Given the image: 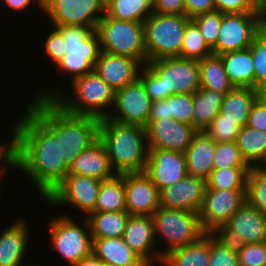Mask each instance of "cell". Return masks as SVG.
<instances>
[{"label": "cell", "mask_w": 266, "mask_h": 266, "mask_svg": "<svg viewBox=\"0 0 266 266\" xmlns=\"http://www.w3.org/2000/svg\"><path fill=\"white\" fill-rule=\"evenodd\" d=\"M14 120L13 170L24 173L45 201L68 175L69 167L61 160L60 141L26 108ZM17 169V170H16Z\"/></svg>", "instance_id": "cell-1"}, {"label": "cell", "mask_w": 266, "mask_h": 266, "mask_svg": "<svg viewBox=\"0 0 266 266\" xmlns=\"http://www.w3.org/2000/svg\"><path fill=\"white\" fill-rule=\"evenodd\" d=\"M29 102L25 108L59 139L61 160L69 168L80 153L99 139L101 119L68 113L53 99L32 98Z\"/></svg>", "instance_id": "cell-2"}, {"label": "cell", "mask_w": 266, "mask_h": 266, "mask_svg": "<svg viewBox=\"0 0 266 266\" xmlns=\"http://www.w3.org/2000/svg\"><path fill=\"white\" fill-rule=\"evenodd\" d=\"M68 84L72 89L71 92L69 89L65 92L66 89L61 88V85L50 89L42 87L34 94V98L53 99L68 113L94 116L99 119L108 117L114 105L115 91L95 70L73 79Z\"/></svg>", "instance_id": "cell-3"}, {"label": "cell", "mask_w": 266, "mask_h": 266, "mask_svg": "<svg viewBox=\"0 0 266 266\" xmlns=\"http://www.w3.org/2000/svg\"><path fill=\"white\" fill-rule=\"evenodd\" d=\"M99 140L104 144L116 174L145 171L148 156L146 127L102 118Z\"/></svg>", "instance_id": "cell-4"}, {"label": "cell", "mask_w": 266, "mask_h": 266, "mask_svg": "<svg viewBox=\"0 0 266 266\" xmlns=\"http://www.w3.org/2000/svg\"><path fill=\"white\" fill-rule=\"evenodd\" d=\"M63 37L65 56L56 65L57 70L64 72L67 81L94 71L101 53L99 37L95 30L88 26H57Z\"/></svg>", "instance_id": "cell-5"}, {"label": "cell", "mask_w": 266, "mask_h": 266, "mask_svg": "<svg viewBox=\"0 0 266 266\" xmlns=\"http://www.w3.org/2000/svg\"><path fill=\"white\" fill-rule=\"evenodd\" d=\"M54 217V218H53ZM83 219V220H82ZM81 223L71 216H52L49 219V244L69 266L92 254L93 238L88 219L83 217Z\"/></svg>", "instance_id": "cell-6"}, {"label": "cell", "mask_w": 266, "mask_h": 266, "mask_svg": "<svg viewBox=\"0 0 266 266\" xmlns=\"http://www.w3.org/2000/svg\"><path fill=\"white\" fill-rule=\"evenodd\" d=\"M191 21L186 15H164L152 12L143 22L147 62L180 57L185 28Z\"/></svg>", "instance_id": "cell-7"}, {"label": "cell", "mask_w": 266, "mask_h": 266, "mask_svg": "<svg viewBox=\"0 0 266 266\" xmlns=\"http://www.w3.org/2000/svg\"><path fill=\"white\" fill-rule=\"evenodd\" d=\"M152 218L156 243L157 246L161 245V256L176 247L194 243L206 234L201 226L199 213L159 207Z\"/></svg>", "instance_id": "cell-8"}, {"label": "cell", "mask_w": 266, "mask_h": 266, "mask_svg": "<svg viewBox=\"0 0 266 266\" xmlns=\"http://www.w3.org/2000/svg\"><path fill=\"white\" fill-rule=\"evenodd\" d=\"M95 31L99 37L101 51L128 56L142 65L147 64L143 23L118 20L104 14Z\"/></svg>", "instance_id": "cell-9"}, {"label": "cell", "mask_w": 266, "mask_h": 266, "mask_svg": "<svg viewBox=\"0 0 266 266\" xmlns=\"http://www.w3.org/2000/svg\"><path fill=\"white\" fill-rule=\"evenodd\" d=\"M265 25V12L223 13L217 43L212 48L213 54L249 48Z\"/></svg>", "instance_id": "cell-10"}, {"label": "cell", "mask_w": 266, "mask_h": 266, "mask_svg": "<svg viewBox=\"0 0 266 266\" xmlns=\"http://www.w3.org/2000/svg\"><path fill=\"white\" fill-rule=\"evenodd\" d=\"M42 12L51 26H88L95 30L105 14L103 0H43Z\"/></svg>", "instance_id": "cell-11"}, {"label": "cell", "mask_w": 266, "mask_h": 266, "mask_svg": "<svg viewBox=\"0 0 266 266\" xmlns=\"http://www.w3.org/2000/svg\"><path fill=\"white\" fill-rule=\"evenodd\" d=\"M162 79L165 99L173 94L194 93L200 88L199 60L170 57L147 62Z\"/></svg>", "instance_id": "cell-12"}, {"label": "cell", "mask_w": 266, "mask_h": 266, "mask_svg": "<svg viewBox=\"0 0 266 266\" xmlns=\"http://www.w3.org/2000/svg\"><path fill=\"white\" fill-rule=\"evenodd\" d=\"M102 180L83 175L68 174L64 181L45 200L51 208L73 206L87 217L95 210L98 192ZM59 207V208H58Z\"/></svg>", "instance_id": "cell-13"}, {"label": "cell", "mask_w": 266, "mask_h": 266, "mask_svg": "<svg viewBox=\"0 0 266 266\" xmlns=\"http://www.w3.org/2000/svg\"><path fill=\"white\" fill-rule=\"evenodd\" d=\"M151 103L142 82L137 79L115 91L114 105L107 118L122 124L146 126Z\"/></svg>", "instance_id": "cell-14"}, {"label": "cell", "mask_w": 266, "mask_h": 266, "mask_svg": "<svg viewBox=\"0 0 266 266\" xmlns=\"http://www.w3.org/2000/svg\"><path fill=\"white\" fill-rule=\"evenodd\" d=\"M246 203V190L206 189L199 212L206 233L224 225Z\"/></svg>", "instance_id": "cell-15"}, {"label": "cell", "mask_w": 266, "mask_h": 266, "mask_svg": "<svg viewBox=\"0 0 266 266\" xmlns=\"http://www.w3.org/2000/svg\"><path fill=\"white\" fill-rule=\"evenodd\" d=\"M145 127L148 149L177 152H185L198 132L193 125L178 122L173 118L148 122Z\"/></svg>", "instance_id": "cell-16"}, {"label": "cell", "mask_w": 266, "mask_h": 266, "mask_svg": "<svg viewBox=\"0 0 266 266\" xmlns=\"http://www.w3.org/2000/svg\"><path fill=\"white\" fill-rule=\"evenodd\" d=\"M144 172L160 192L188 175L185 153L165 149H148Z\"/></svg>", "instance_id": "cell-17"}, {"label": "cell", "mask_w": 266, "mask_h": 266, "mask_svg": "<svg viewBox=\"0 0 266 266\" xmlns=\"http://www.w3.org/2000/svg\"><path fill=\"white\" fill-rule=\"evenodd\" d=\"M122 238L148 266L161 264L162 256L159 246H156L152 216L130 215Z\"/></svg>", "instance_id": "cell-18"}, {"label": "cell", "mask_w": 266, "mask_h": 266, "mask_svg": "<svg viewBox=\"0 0 266 266\" xmlns=\"http://www.w3.org/2000/svg\"><path fill=\"white\" fill-rule=\"evenodd\" d=\"M126 211L130 215H149L160 207V192L144 172L124 173Z\"/></svg>", "instance_id": "cell-19"}, {"label": "cell", "mask_w": 266, "mask_h": 266, "mask_svg": "<svg viewBox=\"0 0 266 266\" xmlns=\"http://www.w3.org/2000/svg\"><path fill=\"white\" fill-rule=\"evenodd\" d=\"M206 187L205 179L187 175L160 191V207L199 213Z\"/></svg>", "instance_id": "cell-20"}, {"label": "cell", "mask_w": 266, "mask_h": 266, "mask_svg": "<svg viewBox=\"0 0 266 266\" xmlns=\"http://www.w3.org/2000/svg\"><path fill=\"white\" fill-rule=\"evenodd\" d=\"M18 217L0 231V266H39L23 261L27 258L32 231L29 230L28 217Z\"/></svg>", "instance_id": "cell-21"}, {"label": "cell", "mask_w": 266, "mask_h": 266, "mask_svg": "<svg viewBox=\"0 0 266 266\" xmlns=\"http://www.w3.org/2000/svg\"><path fill=\"white\" fill-rule=\"evenodd\" d=\"M143 65L128 56L101 51L94 70L114 91L136 81Z\"/></svg>", "instance_id": "cell-22"}, {"label": "cell", "mask_w": 266, "mask_h": 266, "mask_svg": "<svg viewBox=\"0 0 266 266\" xmlns=\"http://www.w3.org/2000/svg\"><path fill=\"white\" fill-rule=\"evenodd\" d=\"M226 225L235 231L239 242L251 244L266 241V214L247 202L228 220Z\"/></svg>", "instance_id": "cell-23"}, {"label": "cell", "mask_w": 266, "mask_h": 266, "mask_svg": "<svg viewBox=\"0 0 266 266\" xmlns=\"http://www.w3.org/2000/svg\"><path fill=\"white\" fill-rule=\"evenodd\" d=\"M68 174L83 175L98 180L109 179L116 175L106 147L99 139L78 155L70 166Z\"/></svg>", "instance_id": "cell-24"}, {"label": "cell", "mask_w": 266, "mask_h": 266, "mask_svg": "<svg viewBox=\"0 0 266 266\" xmlns=\"http://www.w3.org/2000/svg\"><path fill=\"white\" fill-rule=\"evenodd\" d=\"M216 142L204 131H198L186 148V165L189 176L207 180L214 169Z\"/></svg>", "instance_id": "cell-25"}, {"label": "cell", "mask_w": 266, "mask_h": 266, "mask_svg": "<svg viewBox=\"0 0 266 266\" xmlns=\"http://www.w3.org/2000/svg\"><path fill=\"white\" fill-rule=\"evenodd\" d=\"M92 253L105 264L117 266H148L122 237L93 238Z\"/></svg>", "instance_id": "cell-26"}, {"label": "cell", "mask_w": 266, "mask_h": 266, "mask_svg": "<svg viewBox=\"0 0 266 266\" xmlns=\"http://www.w3.org/2000/svg\"><path fill=\"white\" fill-rule=\"evenodd\" d=\"M210 234L185 246L176 247L162 256L160 266H209Z\"/></svg>", "instance_id": "cell-27"}, {"label": "cell", "mask_w": 266, "mask_h": 266, "mask_svg": "<svg viewBox=\"0 0 266 266\" xmlns=\"http://www.w3.org/2000/svg\"><path fill=\"white\" fill-rule=\"evenodd\" d=\"M259 97L256 88L233 87L225 94L219 113L243 127L247 124L252 106Z\"/></svg>", "instance_id": "cell-28"}, {"label": "cell", "mask_w": 266, "mask_h": 266, "mask_svg": "<svg viewBox=\"0 0 266 266\" xmlns=\"http://www.w3.org/2000/svg\"><path fill=\"white\" fill-rule=\"evenodd\" d=\"M234 87L255 88V70L249 48L219 55Z\"/></svg>", "instance_id": "cell-29"}, {"label": "cell", "mask_w": 266, "mask_h": 266, "mask_svg": "<svg viewBox=\"0 0 266 266\" xmlns=\"http://www.w3.org/2000/svg\"><path fill=\"white\" fill-rule=\"evenodd\" d=\"M225 94L215 90L199 88L193 93L194 111L192 125L198 130L205 128L219 114Z\"/></svg>", "instance_id": "cell-30"}, {"label": "cell", "mask_w": 266, "mask_h": 266, "mask_svg": "<svg viewBox=\"0 0 266 266\" xmlns=\"http://www.w3.org/2000/svg\"><path fill=\"white\" fill-rule=\"evenodd\" d=\"M235 143L251 167L266 166V131L245 125L240 128Z\"/></svg>", "instance_id": "cell-31"}, {"label": "cell", "mask_w": 266, "mask_h": 266, "mask_svg": "<svg viewBox=\"0 0 266 266\" xmlns=\"http://www.w3.org/2000/svg\"><path fill=\"white\" fill-rule=\"evenodd\" d=\"M118 211H126L124 174H116L101 181L95 210L92 213Z\"/></svg>", "instance_id": "cell-32"}, {"label": "cell", "mask_w": 266, "mask_h": 266, "mask_svg": "<svg viewBox=\"0 0 266 266\" xmlns=\"http://www.w3.org/2000/svg\"><path fill=\"white\" fill-rule=\"evenodd\" d=\"M130 214L127 211L90 213L88 219L92 238L122 237Z\"/></svg>", "instance_id": "cell-33"}, {"label": "cell", "mask_w": 266, "mask_h": 266, "mask_svg": "<svg viewBox=\"0 0 266 266\" xmlns=\"http://www.w3.org/2000/svg\"><path fill=\"white\" fill-rule=\"evenodd\" d=\"M199 69L200 88L226 94L234 87L227 77L223 61L219 55L212 54L199 60Z\"/></svg>", "instance_id": "cell-34"}, {"label": "cell", "mask_w": 266, "mask_h": 266, "mask_svg": "<svg viewBox=\"0 0 266 266\" xmlns=\"http://www.w3.org/2000/svg\"><path fill=\"white\" fill-rule=\"evenodd\" d=\"M153 0H109L105 3L108 17L143 23L152 14Z\"/></svg>", "instance_id": "cell-35"}, {"label": "cell", "mask_w": 266, "mask_h": 266, "mask_svg": "<svg viewBox=\"0 0 266 266\" xmlns=\"http://www.w3.org/2000/svg\"><path fill=\"white\" fill-rule=\"evenodd\" d=\"M251 168H214L206 180V189L246 190L247 173Z\"/></svg>", "instance_id": "cell-36"}, {"label": "cell", "mask_w": 266, "mask_h": 266, "mask_svg": "<svg viewBox=\"0 0 266 266\" xmlns=\"http://www.w3.org/2000/svg\"><path fill=\"white\" fill-rule=\"evenodd\" d=\"M246 202L266 214V166L251 167L247 173Z\"/></svg>", "instance_id": "cell-37"}, {"label": "cell", "mask_w": 266, "mask_h": 266, "mask_svg": "<svg viewBox=\"0 0 266 266\" xmlns=\"http://www.w3.org/2000/svg\"><path fill=\"white\" fill-rule=\"evenodd\" d=\"M212 54V49L204 41L197 25L191 20L185 28L180 57L201 60Z\"/></svg>", "instance_id": "cell-38"}, {"label": "cell", "mask_w": 266, "mask_h": 266, "mask_svg": "<svg viewBox=\"0 0 266 266\" xmlns=\"http://www.w3.org/2000/svg\"><path fill=\"white\" fill-rule=\"evenodd\" d=\"M214 168H251L235 142H216Z\"/></svg>", "instance_id": "cell-39"}, {"label": "cell", "mask_w": 266, "mask_h": 266, "mask_svg": "<svg viewBox=\"0 0 266 266\" xmlns=\"http://www.w3.org/2000/svg\"><path fill=\"white\" fill-rule=\"evenodd\" d=\"M222 16V12L215 10L212 12L202 13L191 18V20L197 25L204 41L211 49L217 43L222 24Z\"/></svg>", "instance_id": "cell-40"}, {"label": "cell", "mask_w": 266, "mask_h": 266, "mask_svg": "<svg viewBox=\"0 0 266 266\" xmlns=\"http://www.w3.org/2000/svg\"><path fill=\"white\" fill-rule=\"evenodd\" d=\"M167 110L170 118L192 125L194 111L193 93L170 95L167 97Z\"/></svg>", "instance_id": "cell-41"}, {"label": "cell", "mask_w": 266, "mask_h": 266, "mask_svg": "<svg viewBox=\"0 0 266 266\" xmlns=\"http://www.w3.org/2000/svg\"><path fill=\"white\" fill-rule=\"evenodd\" d=\"M240 128L236 121L225 118L219 113L204 131L215 142H235Z\"/></svg>", "instance_id": "cell-42"}, {"label": "cell", "mask_w": 266, "mask_h": 266, "mask_svg": "<svg viewBox=\"0 0 266 266\" xmlns=\"http://www.w3.org/2000/svg\"><path fill=\"white\" fill-rule=\"evenodd\" d=\"M249 49L255 70V88L266 78V25L255 36Z\"/></svg>", "instance_id": "cell-43"}, {"label": "cell", "mask_w": 266, "mask_h": 266, "mask_svg": "<svg viewBox=\"0 0 266 266\" xmlns=\"http://www.w3.org/2000/svg\"><path fill=\"white\" fill-rule=\"evenodd\" d=\"M138 79L142 82L146 93L152 101L165 99L162 79L147 64L143 65Z\"/></svg>", "instance_id": "cell-44"}, {"label": "cell", "mask_w": 266, "mask_h": 266, "mask_svg": "<svg viewBox=\"0 0 266 266\" xmlns=\"http://www.w3.org/2000/svg\"><path fill=\"white\" fill-rule=\"evenodd\" d=\"M239 266H266V241L246 244L238 254Z\"/></svg>", "instance_id": "cell-45"}, {"label": "cell", "mask_w": 266, "mask_h": 266, "mask_svg": "<svg viewBox=\"0 0 266 266\" xmlns=\"http://www.w3.org/2000/svg\"><path fill=\"white\" fill-rule=\"evenodd\" d=\"M51 29L41 48L43 49V54L53 62L51 65L56 66L65 56V52H63V37L55 27L51 26Z\"/></svg>", "instance_id": "cell-46"}, {"label": "cell", "mask_w": 266, "mask_h": 266, "mask_svg": "<svg viewBox=\"0 0 266 266\" xmlns=\"http://www.w3.org/2000/svg\"><path fill=\"white\" fill-rule=\"evenodd\" d=\"M209 266H239L238 254L222 246L210 235Z\"/></svg>", "instance_id": "cell-47"}, {"label": "cell", "mask_w": 266, "mask_h": 266, "mask_svg": "<svg viewBox=\"0 0 266 266\" xmlns=\"http://www.w3.org/2000/svg\"><path fill=\"white\" fill-rule=\"evenodd\" d=\"M209 234L222 246L236 254H239L246 245L245 242L238 241L235 231L226 224L215 227Z\"/></svg>", "instance_id": "cell-48"}, {"label": "cell", "mask_w": 266, "mask_h": 266, "mask_svg": "<svg viewBox=\"0 0 266 266\" xmlns=\"http://www.w3.org/2000/svg\"><path fill=\"white\" fill-rule=\"evenodd\" d=\"M215 9L222 13L264 12L251 0H214Z\"/></svg>", "instance_id": "cell-49"}, {"label": "cell", "mask_w": 266, "mask_h": 266, "mask_svg": "<svg viewBox=\"0 0 266 266\" xmlns=\"http://www.w3.org/2000/svg\"><path fill=\"white\" fill-rule=\"evenodd\" d=\"M246 126L266 131V101L259 97L252 106Z\"/></svg>", "instance_id": "cell-50"}, {"label": "cell", "mask_w": 266, "mask_h": 266, "mask_svg": "<svg viewBox=\"0 0 266 266\" xmlns=\"http://www.w3.org/2000/svg\"><path fill=\"white\" fill-rule=\"evenodd\" d=\"M185 0H153L152 11L164 15H185Z\"/></svg>", "instance_id": "cell-51"}, {"label": "cell", "mask_w": 266, "mask_h": 266, "mask_svg": "<svg viewBox=\"0 0 266 266\" xmlns=\"http://www.w3.org/2000/svg\"><path fill=\"white\" fill-rule=\"evenodd\" d=\"M184 4L185 15L190 18L216 10L214 0H185Z\"/></svg>", "instance_id": "cell-52"}, {"label": "cell", "mask_w": 266, "mask_h": 266, "mask_svg": "<svg viewBox=\"0 0 266 266\" xmlns=\"http://www.w3.org/2000/svg\"><path fill=\"white\" fill-rule=\"evenodd\" d=\"M9 140L0 143V170L13 169V129H11Z\"/></svg>", "instance_id": "cell-53"}, {"label": "cell", "mask_w": 266, "mask_h": 266, "mask_svg": "<svg viewBox=\"0 0 266 266\" xmlns=\"http://www.w3.org/2000/svg\"><path fill=\"white\" fill-rule=\"evenodd\" d=\"M42 1L43 0H0V4L6 5V9H11V11L14 13H23L22 11L28 12V9H30V7L31 9L34 8L36 10L39 9L38 11H42Z\"/></svg>", "instance_id": "cell-54"}, {"label": "cell", "mask_w": 266, "mask_h": 266, "mask_svg": "<svg viewBox=\"0 0 266 266\" xmlns=\"http://www.w3.org/2000/svg\"><path fill=\"white\" fill-rule=\"evenodd\" d=\"M168 118H170V116H168L167 98L164 100L152 101L148 122Z\"/></svg>", "instance_id": "cell-55"}, {"label": "cell", "mask_w": 266, "mask_h": 266, "mask_svg": "<svg viewBox=\"0 0 266 266\" xmlns=\"http://www.w3.org/2000/svg\"><path fill=\"white\" fill-rule=\"evenodd\" d=\"M104 263L93 253L78 261L74 266H103Z\"/></svg>", "instance_id": "cell-56"}, {"label": "cell", "mask_w": 266, "mask_h": 266, "mask_svg": "<svg viewBox=\"0 0 266 266\" xmlns=\"http://www.w3.org/2000/svg\"><path fill=\"white\" fill-rule=\"evenodd\" d=\"M260 97H263L266 94V78L265 80L256 88Z\"/></svg>", "instance_id": "cell-57"}, {"label": "cell", "mask_w": 266, "mask_h": 266, "mask_svg": "<svg viewBox=\"0 0 266 266\" xmlns=\"http://www.w3.org/2000/svg\"><path fill=\"white\" fill-rule=\"evenodd\" d=\"M260 10L266 13V0H251Z\"/></svg>", "instance_id": "cell-58"}, {"label": "cell", "mask_w": 266, "mask_h": 266, "mask_svg": "<svg viewBox=\"0 0 266 266\" xmlns=\"http://www.w3.org/2000/svg\"><path fill=\"white\" fill-rule=\"evenodd\" d=\"M10 170H0V183L3 181V177L8 173ZM1 186V184H0ZM1 189V188H0ZM1 192V191H0ZM1 196V195H0ZM1 198V197H0Z\"/></svg>", "instance_id": "cell-59"}, {"label": "cell", "mask_w": 266, "mask_h": 266, "mask_svg": "<svg viewBox=\"0 0 266 266\" xmlns=\"http://www.w3.org/2000/svg\"><path fill=\"white\" fill-rule=\"evenodd\" d=\"M103 266H117V265H112V264H105Z\"/></svg>", "instance_id": "cell-60"}]
</instances>
